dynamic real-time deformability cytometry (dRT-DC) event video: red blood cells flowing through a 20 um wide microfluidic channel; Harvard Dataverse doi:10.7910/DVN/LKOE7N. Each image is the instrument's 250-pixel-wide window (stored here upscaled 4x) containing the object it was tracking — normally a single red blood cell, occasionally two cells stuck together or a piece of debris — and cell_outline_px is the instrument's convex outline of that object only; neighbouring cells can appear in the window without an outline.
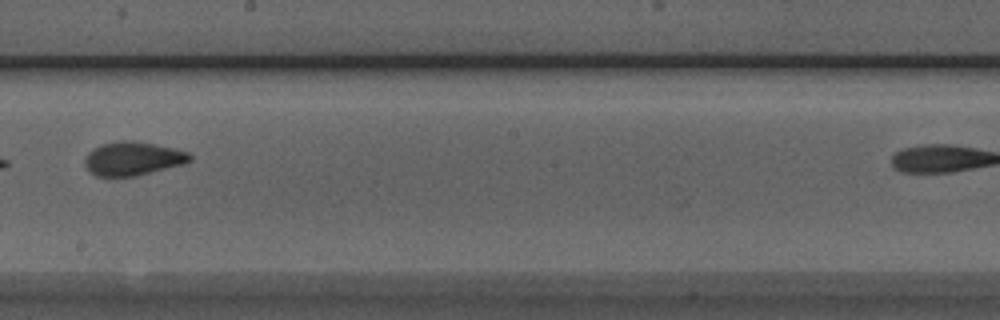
{"species": "Egyptian fruit bat (a non-hibernating species)", "species_latin": "Rousettus aegyptiacus", "temperature_condition": "room temperature", "stored_images_in_passage": 8, "segment_of_instrument_passage": [1, 2], "camera_frame_rate_fps": 3000, "um_per_image_px": 0.085, "animal": {"sex": "male"}, "frame": {"image": 1, "passage_image": 7, "time_ms": 7.667, "image_size_px": [1000, 320], "cell_outline_px": [[192, 160], [184, 164], [136, 176], [96, 176], [84, 164], [84, 160], [88, 152], [92, 148], [100, 144], [120, 140], [132, 140], [156, 144], [188, 152], [192, 156]], "centroid_in_image_um": [11.29, 13.46], "position_along_channel_um": 236.9, "area_um2": 20.69}}